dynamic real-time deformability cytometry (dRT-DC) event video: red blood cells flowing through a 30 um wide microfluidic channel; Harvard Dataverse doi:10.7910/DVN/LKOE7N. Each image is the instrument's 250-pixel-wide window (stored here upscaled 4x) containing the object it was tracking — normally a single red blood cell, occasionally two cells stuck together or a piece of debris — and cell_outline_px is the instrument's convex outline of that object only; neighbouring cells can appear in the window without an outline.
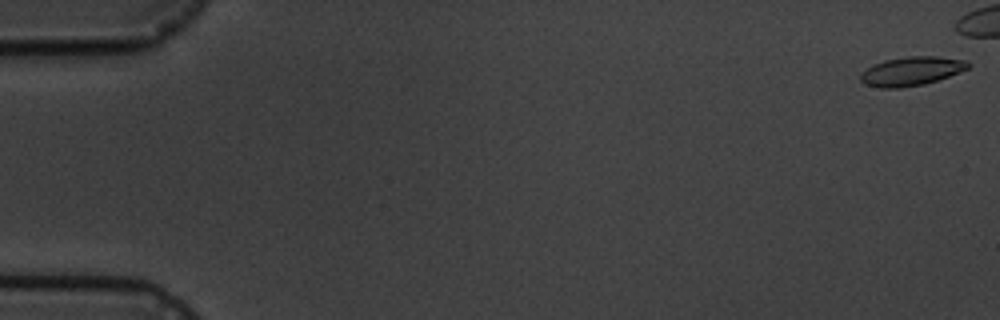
{"species": "common noctule bat (a hibernating species)", "species_latin": "Nyctalus noctula", "temperature_condition": "cold", "stored_images_in_passage": 17, "camera_frame_rate_fps": 3000, "um_per_image_px": 0.085, "animal": {"sex": "male", "body_mass_g": 19.5, "forearm_length_mm": 54.6}, "frame": {"image": 1, "passage_image": 1, "time_ms": 0.0, "image_size_px": [1000, 320], "cell_outline_px": [[972, 64], [968, 68], [960, 72], [924, 84], [900, 88], [880, 88], [864, 84], [860, 80], [860, 72], [872, 64], [884, 60], [908, 56], [936, 56], [968, 60]], "centroid_in_image_um": [77.45, 6.04], "position_along_channel_um": 7.6, "area_um2": 18.32}}
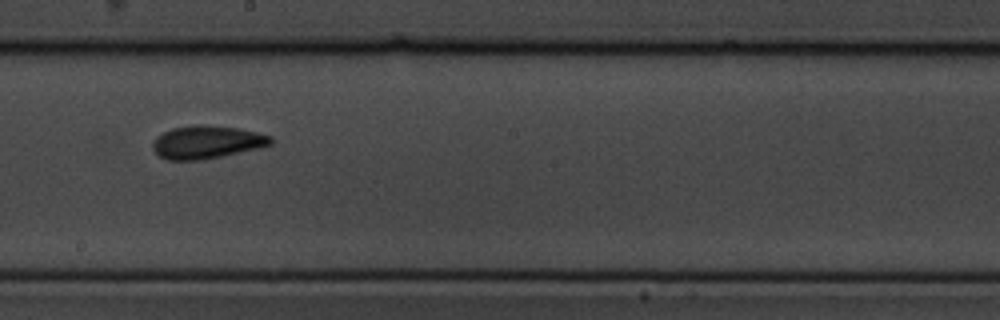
{"frame": {"image": 2, "passage_image": 11, "time_ms": 12.333, "image_size_px": [1000, 320], "cell_outline_px": [[272, 144], [260, 148], [200, 160], [168, 160], [160, 156], [152, 148], [152, 144], [156, 136], [172, 128], [204, 124], [240, 128], [272, 136]], "centroid_in_image_um": [17.59, 12.07], "position_along_channel_um": 230.6, "area_um2": 22.6}}
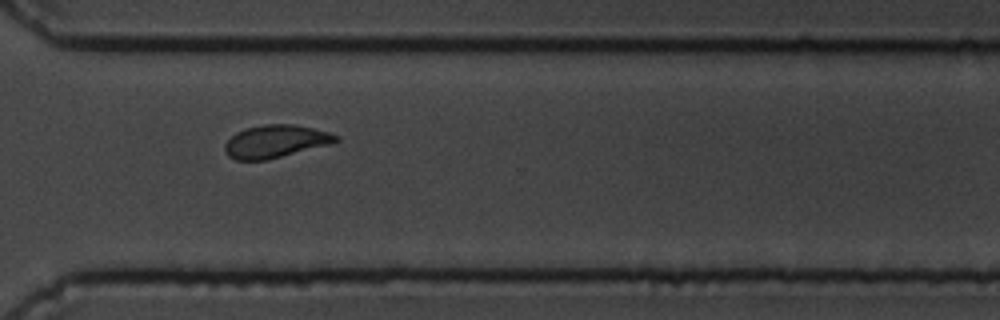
{"frame": {"image": 3, "passage_image": 14, "time_ms": 15.667, "image_size_px": [1000, 320], "cell_outline_px": [[340, 140], [332, 144], [264, 160], [236, 160], [228, 156], [224, 148], [224, 144], [236, 132], [244, 128], [264, 124], [292, 124], [312, 128], [328, 132], [340, 136]], "centroid_in_image_um": [23.42, 12.01], "position_along_channel_um": 347.2, "area_um2": 21.15}, "authors_computed_cell_mechanics": {"area_um2": 20.7502, "velocity_mm_per_s": 3.481, "shape_relaxation_time_tau1_ms": null, "shape_relaxation_time_tau2_ms": 4.0168, "deformation_change_tau1": null, "deformation_change_tau2": 0.0724}}